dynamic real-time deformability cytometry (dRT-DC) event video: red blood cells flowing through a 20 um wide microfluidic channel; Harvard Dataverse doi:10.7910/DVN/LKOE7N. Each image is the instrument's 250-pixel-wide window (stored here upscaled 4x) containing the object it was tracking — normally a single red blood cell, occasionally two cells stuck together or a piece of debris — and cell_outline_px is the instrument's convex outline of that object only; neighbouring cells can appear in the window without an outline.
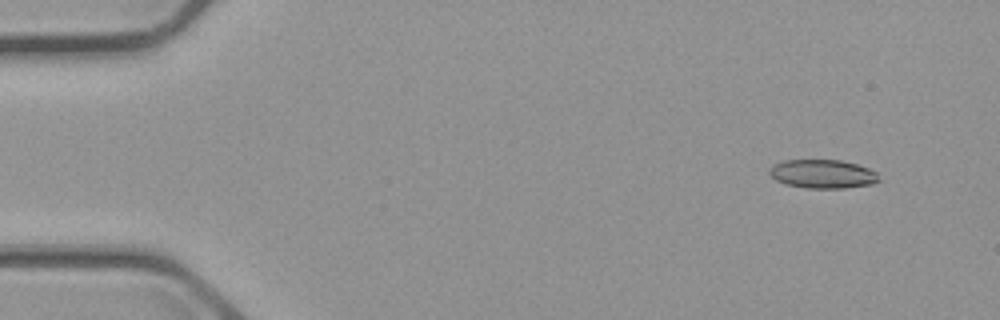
{"species": "common noctule bat (a hibernating species)", "species_latin": "Nyctalus noctula", "temperature_condition": "cold", "stored_images_in_passage": 5, "camera_frame_rate_fps": 3000, "um_per_image_px": 0.085, "animal": {"sex": "male", "body_mass_g": 23.1, "forearm_length_mm": 52.7}, "frame": {"image": 1, "passage_image": 1, "time_ms": 0.0, "image_size_px": [1000, 320], "cell_outline_px": [[880, 180], [872, 184], [844, 188], [804, 188], [784, 184], [776, 180], [768, 172], [768, 168], [772, 164], [784, 160], [840, 160], [856, 164], [868, 168], [876, 172]], "centroid_in_image_um": [69.88, 14.78], "position_along_channel_um": 15.1, "area_um2": 18.44}}
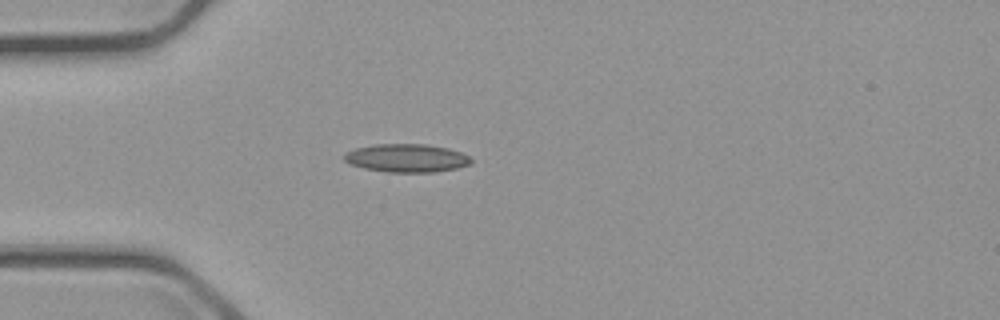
{"frame": {"image": 2, "passage_image": 4, "time_ms": 3.667, "image_size_px": [1000, 320], "cell_outline_px": [[472, 164], [456, 168], [436, 172], [388, 172], [364, 168], [352, 164], [344, 160], [344, 152], [356, 148], [372, 144], [424, 144], [448, 148], [460, 152], [468, 156], [472, 160]], "centroid_in_image_um": [34.56, 13.43], "position_along_channel_um": 50.4, "area_um2": 20.87}}